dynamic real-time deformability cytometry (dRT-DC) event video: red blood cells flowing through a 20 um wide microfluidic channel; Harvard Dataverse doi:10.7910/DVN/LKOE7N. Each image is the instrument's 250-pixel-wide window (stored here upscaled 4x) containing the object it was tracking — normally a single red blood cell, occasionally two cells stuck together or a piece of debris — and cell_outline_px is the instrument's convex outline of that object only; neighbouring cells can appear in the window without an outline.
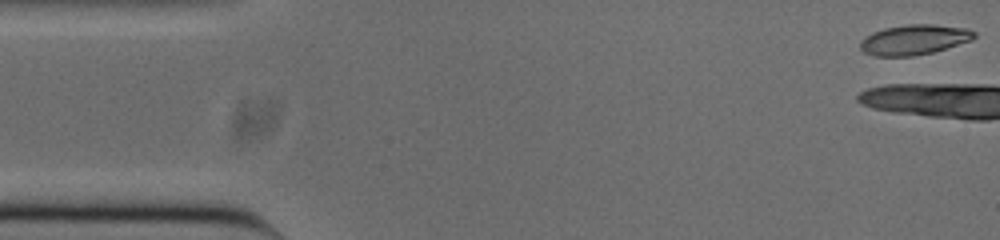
{"species": "common noctule bat (a hibernating species)", "species_latin": "Nyctalus noctula", "temperature_condition": "cold", "stored_images_in_passage": 4, "camera_frame_rate_fps": 3000, "um_per_image_px": 0.085, "animal": {"sex": "male", "body_mass_g": 20.0, "forearm_length_mm": 53.3}, "frame": {"image": 1, "passage_image": 1, "time_ms": 0.0, "image_size_px": [1000, 240], "cell_outline_px": [[976, 36], [972, 40], [932, 52], [912, 56], [876, 56], [864, 52], [860, 48], [860, 40], [872, 32], [884, 28], [904, 24], [932, 24], [968, 28], [976, 32]], "centroid_in_image_um": [77.7, 3.36], "position_along_channel_um": 7.3, "area_um2": 20.06}}